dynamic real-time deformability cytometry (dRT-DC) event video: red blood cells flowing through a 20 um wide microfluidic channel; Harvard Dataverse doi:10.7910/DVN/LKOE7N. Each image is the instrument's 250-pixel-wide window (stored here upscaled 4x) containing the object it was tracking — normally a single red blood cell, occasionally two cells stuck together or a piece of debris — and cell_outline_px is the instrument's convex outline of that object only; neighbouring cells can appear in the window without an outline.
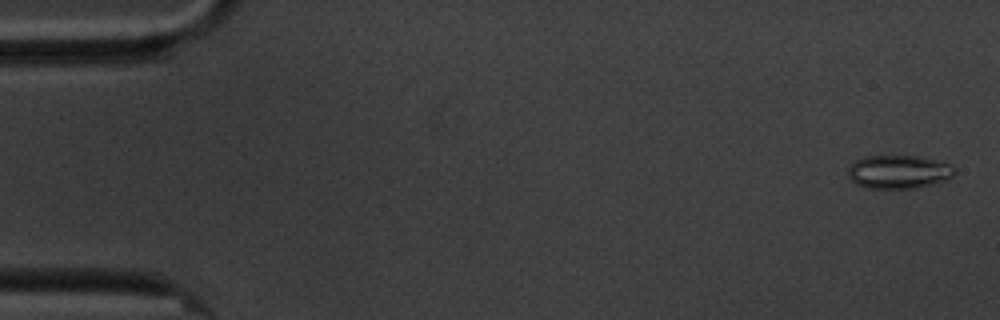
{"species": "common noctule bat (a hibernating species)", "species_latin": "Nyctalus noctula", "temperature_condition": "cold", "stored_images_in_passage": 59, "camera_frame_rate_fps": 3000, "um_per_image_px": 0.085, "animal": {"sex": "male", "body_mass_g": 20.1, "forearm_length_mm": 53.5}, "frame": {"image": 1, "passage_image": 2, "time_ms": 0.333, "image_size_px": [1000, 320], "cell_outline_px": [[956, 172], [952, 176], [944, 180], [932, 184], [916, 188], [868, 188], [856, 184], [848, 176], [848, 168], [856, 160], [864, 156], [916, 156], [936, 160], [952, 164], [956, 168]], "centroid_in_image_um": [76.4, 14.6], "position_along_channel_um": 8.6, "area_um2": 20.75}}
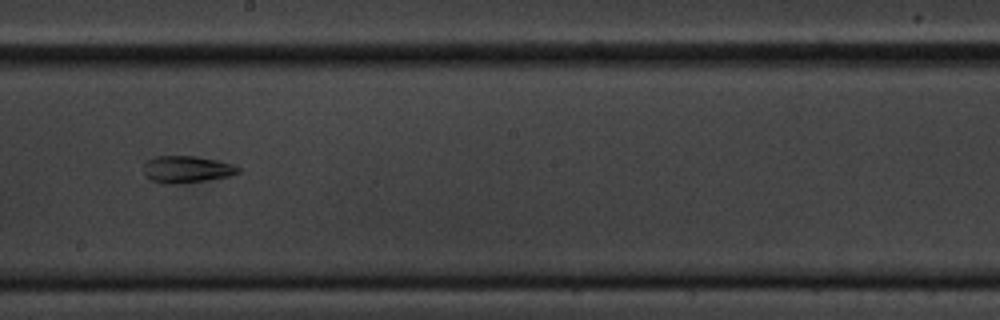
{"frame": {"image": 2, "passage_image": 33, "time_ms": 10.667, "image_size_px": [1000, 320], "cell_outline_px": [[240, 172], [228, 176], [208, 180], [152, 180], [144, 172], [144, 164], [148, 160], [156, 156], [192, 156], [216, 160], [232, 164], [240, 168]], "centroid_in_image_um": [15.94, 14.32], "position_along_channel_um": 232.3, "area_um2": 13.7}}
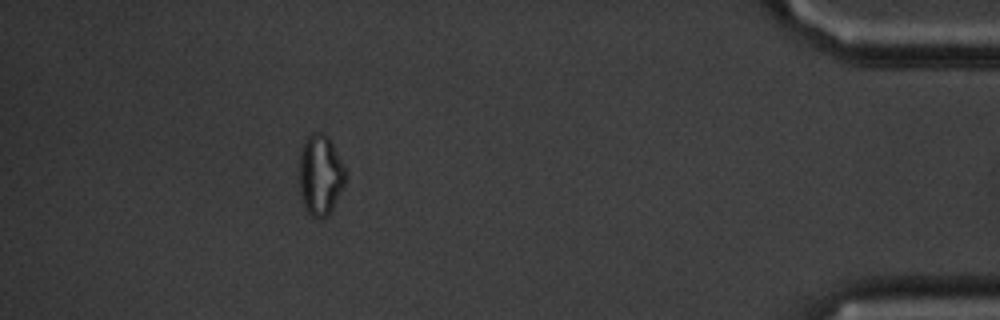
{"frame": {"image": 3, "passage_image": 53, "time_ms": 17.333, "image_size_px": [1000, 320], "cell_outline_px": [[344, 184], [328, 216], [316, 220], [308, 216], [304, 208], [296, 180], [296, 168], [300, 152], [304, 140], [312, 132], [324, 132], [328, 136], [344, 168]], "centroid_in_image_um": [27.12, 14.9], "position_along_channel_um": 408.1, "area_um2": 22.37}, "authors_computed_cell_mechanics": {"area_um2": 19.1896, "velocity_mm_per_s": 3.427, "shape_relaxation_time_tau1_ms": null, "shape_relaxation_time_tau2_ms": 5.2212, "deformation_change_tau1": null, "deformation_change_tau2": 0.1215}}